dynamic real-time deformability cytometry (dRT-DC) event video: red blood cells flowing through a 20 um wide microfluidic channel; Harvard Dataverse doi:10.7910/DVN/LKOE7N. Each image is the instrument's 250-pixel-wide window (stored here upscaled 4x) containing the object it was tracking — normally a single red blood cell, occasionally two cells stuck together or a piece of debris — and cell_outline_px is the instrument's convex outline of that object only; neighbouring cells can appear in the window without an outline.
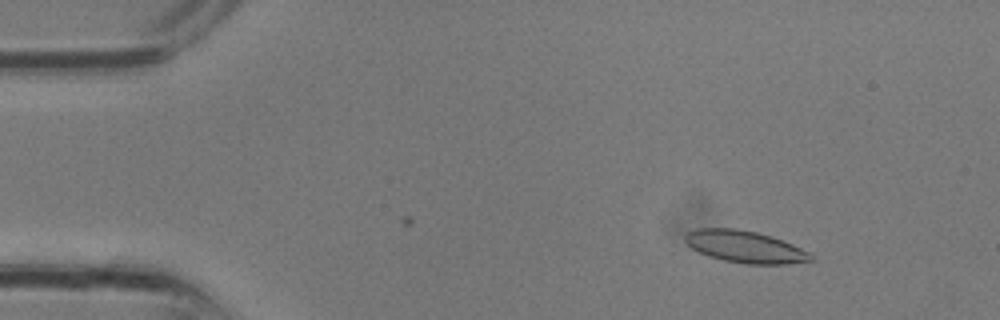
{"species": "common noctule bat (a hibernating species)", "species_latin": "Nyctalus noctula", "temperature_condition": "room temperature", "stored_images_in_passage": 28, "camera_frame_rate_fps": 3000, "um_per_image_px": 0.085, "animal": {"sex": "male", "body_mass_g": 13.3}, "frame": {"image": 1, "passage_image": 1, "time_ms": 0.0, "image_size_px": [1000, 320], "cell_outline_px": [[812, 260], [788, 264], [744, 264], [724, 260], [708, 256], [692, 248], [684, 240], [684, 236], [688, 232], [696, 228], [736, 228], [756, 232], [772, 236], [792, 244], [808, 252], [812, 256]], "centroid_in_image_um": [63.3, 20.97], "position_along_channel_um": 21.7, "area_um2": 23.35}}
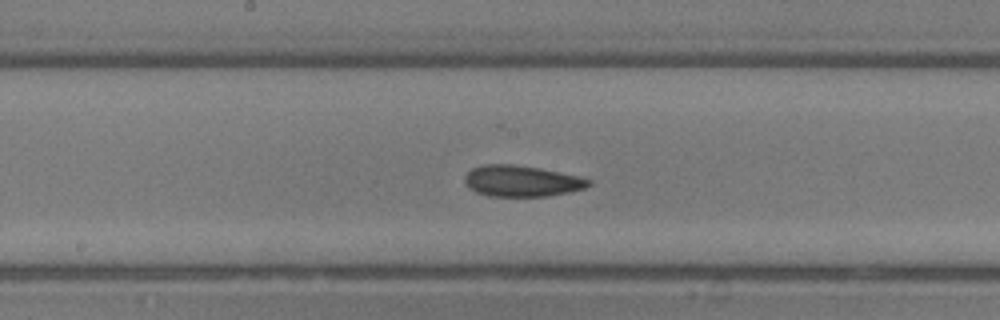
{"frame": {"image": 2, "passage_image": 13, "time_ms": 4.0, "image_size_px": [1000, 320], "cell_outline_px": [[592, 184], [584, 188], [568, 192], [548, 196], [488, 196], [476, 192], [468, 188], [464, 180], [464, 176], [472, 168], [484, 164], [512, 164], [536, 168], [576, 176], [592, 180]], "centroid_in_image_um": [44.29, 15.39], "position_along_channel_um": 203.9, "area_um2": 22.25}}
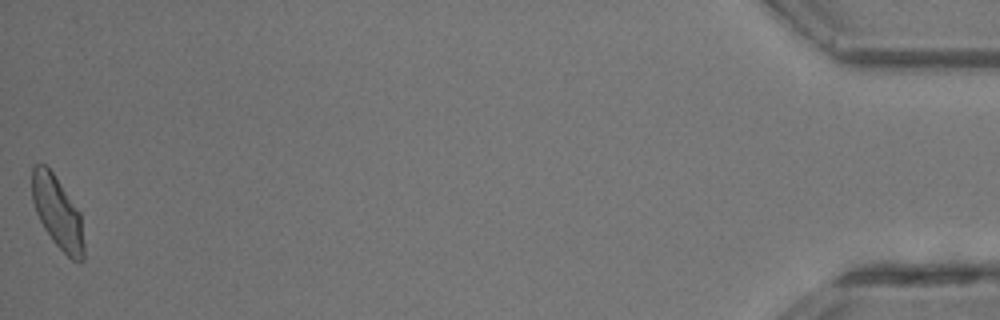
{"frame": {"image": 3, "passage_image": 28, "time_ms": 9.0, "image_size_px": [1000, 320], "cell_outline_px": [[84, 260], [72, 260], [52, 240], [44, 228], [36, 212], [32, 200], [32, 168], [36, 164], [44, 164], [52, 172], [80, 212], [84, 244]], "centroid_in_image_um": [4.89, 18.07], "position_along_channel_um": 430.3, "area_um2": 21.44}}